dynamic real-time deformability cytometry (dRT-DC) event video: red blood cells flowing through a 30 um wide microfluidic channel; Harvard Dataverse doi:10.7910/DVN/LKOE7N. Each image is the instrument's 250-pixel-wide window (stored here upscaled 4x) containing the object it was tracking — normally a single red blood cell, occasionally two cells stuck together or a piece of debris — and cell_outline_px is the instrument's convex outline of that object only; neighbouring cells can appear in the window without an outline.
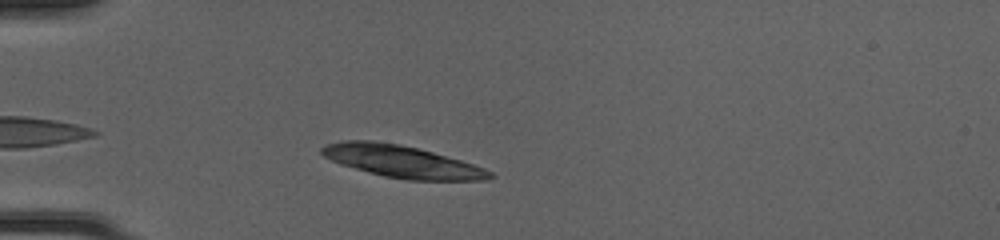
{"species": "common noctule bat (a hibernating species)", "species_latin": "Nyctalus noctula", "temperature_condition": "cold", "stored_images_in_passage": 39, "camera_frame_rate_fps": 3000, "um_per_image_px": 0.085, "animal": {"sex": "female", "body_mass_g": 20.0, "forearm_length_mm": 54.0}, "frame": {"image": 1, "passage_image": 4, "time_ms": 1.0, "image_size_px": [1000, 240], "cell_outline_px": [[496, 176], [484, 180], [408, 180], [384, 176], [340, 164], [324, 156], [320, 152], [320, 148], [328, 144], [340, 140], [372, 140], [400, 144], [432, 152], [460, 160], [484, 168], [492, 172]], "centroid_in_image_um": [34.14, 13.72], "position_along_channel_um": 50.9, "area_um2": 31.21}}
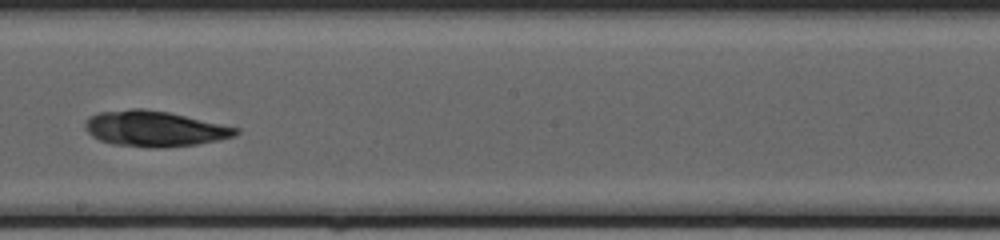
{"frame": {"image": 2, "passage_image": 19, "time_ms": 6.0, "image_size_px": [1000, 240], "cell_outline_px": [[240, 132], [236, 136], [196, 144], [160, 148], [112, 144], [100, 140], [92, 136], [84, 128], [84, 120], [88, 116], [100, 112], [132, 108], [144, 108], [168, 112], [240, 128]], "centroid_in_image_um": [13.1, 10.93], "position_along_channel_um": 235.1, "area_um2": 31.27}}
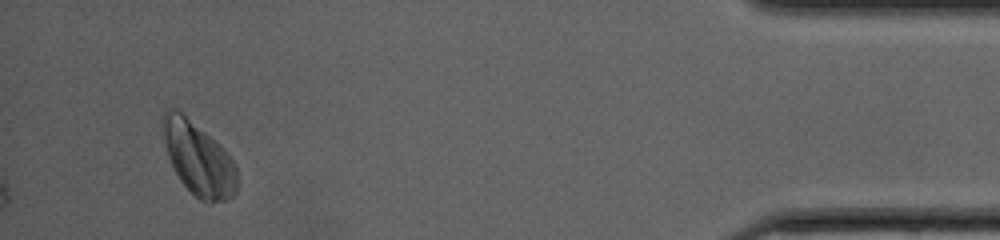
{"frame": {"image": 3, "passage_image": 37, "time_ms": 12.0, "image_size_px": [1000, 240], "cell_outline_px": [[236, 192], [228, 200], [212, 204], [208, 204], [200, 200], [180, 180], [168, 156], [164, 140], [160, 116], [168, 108], [176, 108], [220, 144], [224, 148], [232, 160], [236, 168]], "centroid_in_image_um": [16.85, 13.49], "position_along_channel_um": 418.3, "area_um2": 31.62}}